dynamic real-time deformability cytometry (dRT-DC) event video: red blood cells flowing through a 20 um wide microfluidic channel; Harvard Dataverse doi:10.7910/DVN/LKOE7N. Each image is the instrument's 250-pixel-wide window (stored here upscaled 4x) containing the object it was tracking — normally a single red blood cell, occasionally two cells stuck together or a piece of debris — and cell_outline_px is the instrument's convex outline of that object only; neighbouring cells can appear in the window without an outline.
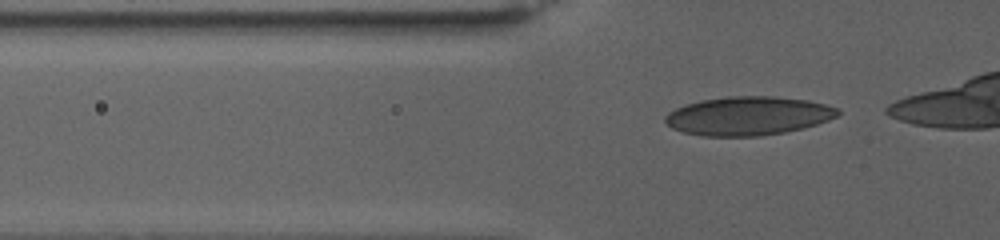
{"species": "human", "species_latin": "Homo sapiens", "temperature_condition": "warm", "stored_images_in_passage": 60, "camera_frame_rate_fps": 3000, "um_per_image_px": 0.085, "donor": {"sex": "female"}, "frame": {"image": 1, "passage_image": 19, "time_ms": 6.0, "image_size_px": [1000, 240], "cell_outline_px": [[840, 112], [836, 116], [828, 120], [816, 124], [784, 132], [760, 136], [700, 136], [684, 132], [672, 128], [664, 120], [664, 116], [668, 112], [684, 104], [700, 100], [728, 96], [776, 96], [808, 100], [840, 108]], "centroid_in_image_um": [63.57, 9.84], "position_along_channel_um": 62.2, "area_um2": 39.02}}
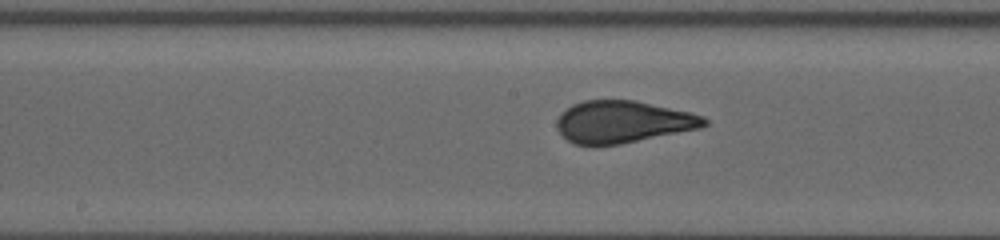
{"frame": {"image": 2, "passage_image": 35, "time_ms": 11.333, "image_size_px": [1000, 240], "cell_outline_px": [[708, 124], [700, 128], [620, 144], [576, 144], [568, 140], [556, 128], [556, 120], [572, 104], [584, 100], [636, 100], [688, 112], [704, 116], [708, 120]], "centroid_in_image_um": [52.96, 10.34], "position_along_channel_um": 195.2, "area_um2": 35.72}}
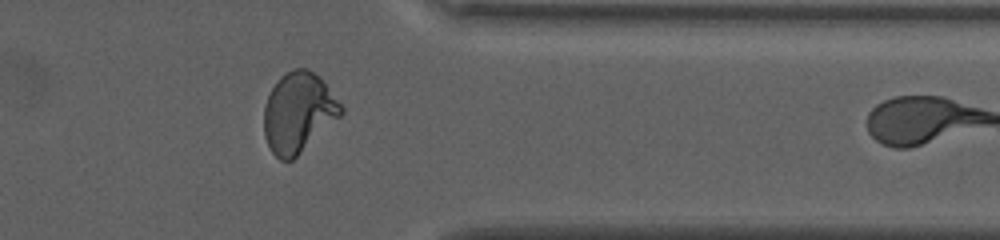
{"frame": {"image": 3, "passage_image": 57, "time_ms": 18.667, "image_size_px": [1000, 240], "cell_outline_px": [[344, 112], [340, 116], [292, 160], [280, 160], [272, 152], [264, 136], [264, 108], [268, 96], [272, 88], [280, 76], [292, 68], [308, 68], [320, 76], [344, 108]], "centroid_in_image_um": [25.36, 9.53], "position_along_channel_um": 386.0, "area_um2": 35.72}}